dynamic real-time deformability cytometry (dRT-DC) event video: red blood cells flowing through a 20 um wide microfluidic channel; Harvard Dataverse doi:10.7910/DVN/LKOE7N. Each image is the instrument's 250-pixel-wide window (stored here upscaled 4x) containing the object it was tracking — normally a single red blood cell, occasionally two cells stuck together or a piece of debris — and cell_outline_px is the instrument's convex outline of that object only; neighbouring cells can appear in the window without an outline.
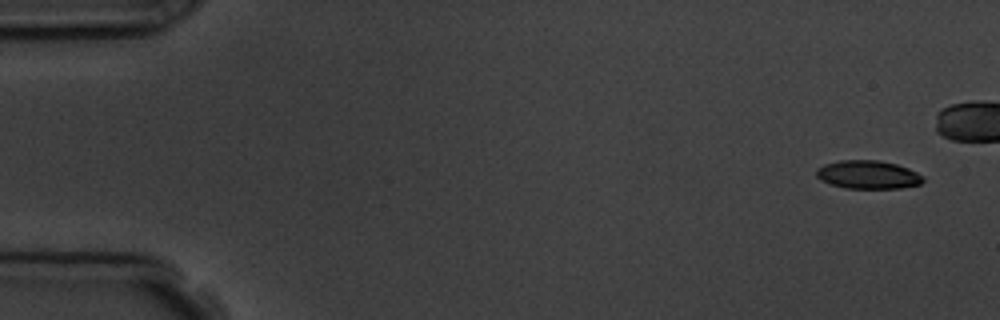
{"species": "common noctule bat (a hibernating species)", "species_latin": "Nyctalus noctula", "temperature_condition": "room temperature", "stored_images_in_passage": 6, "segment_of_instrument_passage": [2, 2], "camera_frame_rate_fps": 3000, "um_per_image_px": 0.085, "animal": {"sex": "male", "body_mass_g": 19.5, "forearm_length_mm": 54.6}, "frame": {"image": 1, "passage_image": 6, "time_ms": 5.667, "image_size_px": [1000, 320], "cell_outline_px": [[924, 180], [920, 184], [900, 188], [844, 188], [828, 184], [820, 180], [816, 176], [816, 168], [824, 164], [840, 160], [876, 160], [896, 164], [908, 168], [924, 176]], "centroid_in_image_um": [73.75, 14.85], "position_along_channel_um": 11.3, "area_um2": 17.74}}